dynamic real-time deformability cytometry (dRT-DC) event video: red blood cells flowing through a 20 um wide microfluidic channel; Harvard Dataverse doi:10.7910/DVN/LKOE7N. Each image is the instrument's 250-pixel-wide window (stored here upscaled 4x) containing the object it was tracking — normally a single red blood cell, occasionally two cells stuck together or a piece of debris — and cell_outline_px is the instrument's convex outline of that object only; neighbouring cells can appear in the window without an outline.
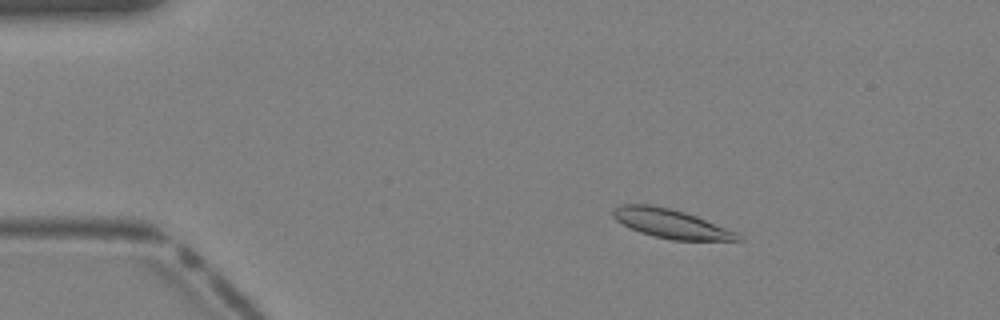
{"species": "Egyptian fruit bat (a non-hibernating species)", "species_latin": "Rousettus aegyptiacus", "temperature_condition": "warm", "stored_images_in_passage": 39, "camera_frame_rate_fps": 3000, "um_per_image_px": 0.085, "animal": {"sex": "female"}, "frame": {"image": 1, "passage_image": 6, "time_ms": 1.667, "image_size_px": [1000, 320], "cell_outline_px": [[744, 240], [672, 240], [652, 236], [640, 232], [616, 220], [612, 216], [612, 208], [624, 204], [648, 204], [668, 208], [684, 212], [696, 216], [736, 232]], "centroid_in_image_um": [56.99, 19.01], "position_along_channel_um": 28.0, "area_um2": 20.81}}
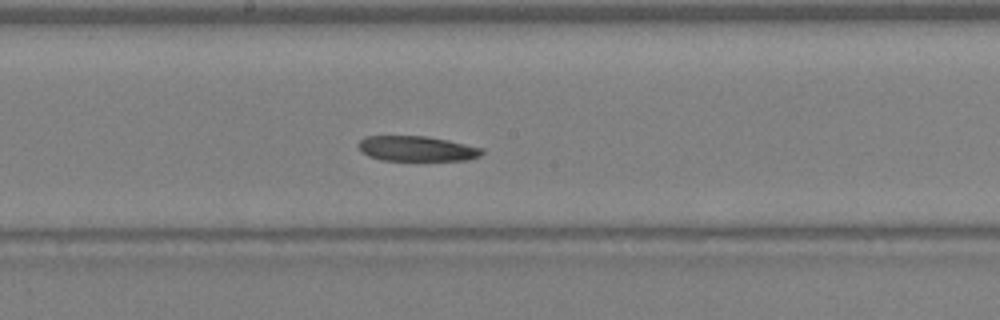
{"frame": {"image": 2, "passage_image": 21, "time_ms": 6.667, "image_size_px": [1000, 320], "cell_outline_px": [[484, 152], [480, 156], [468, 160], [380, 160], [368, 156], [356, 144], [364, 136], [428, 136], [448, 140], [484, 148]], "centroid_in_image_um": [35.44, 12.63], "position_along_channel_um": 212.8, "area_um2": 18.21}}
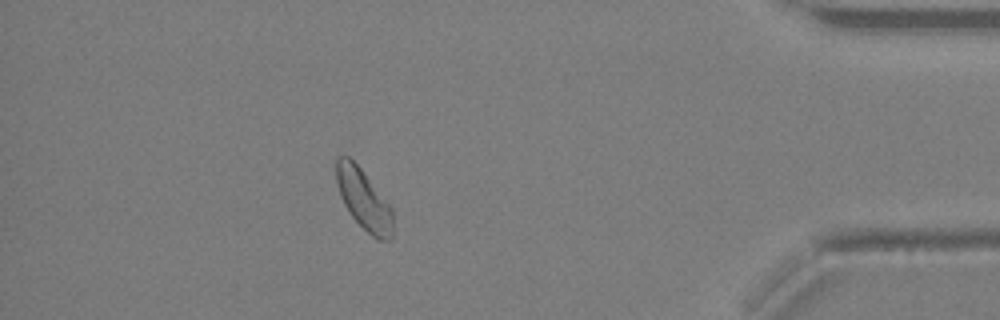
{"frame": {"image": 3, "passage_image": 35, "time_ms": 11.333, "image_size_px": [1000, 320], "cell_outline_px": [[392, 240], [376, 240], [352, 216], [344, 204], [340, 196], [336, 180], [336, 156], [348, 156], [360, 168], [392, 208]], "centroid_in_image_um": [30.91, 16.96], "position_along_channel_um": 404.3, "area_um2": 19.59}}